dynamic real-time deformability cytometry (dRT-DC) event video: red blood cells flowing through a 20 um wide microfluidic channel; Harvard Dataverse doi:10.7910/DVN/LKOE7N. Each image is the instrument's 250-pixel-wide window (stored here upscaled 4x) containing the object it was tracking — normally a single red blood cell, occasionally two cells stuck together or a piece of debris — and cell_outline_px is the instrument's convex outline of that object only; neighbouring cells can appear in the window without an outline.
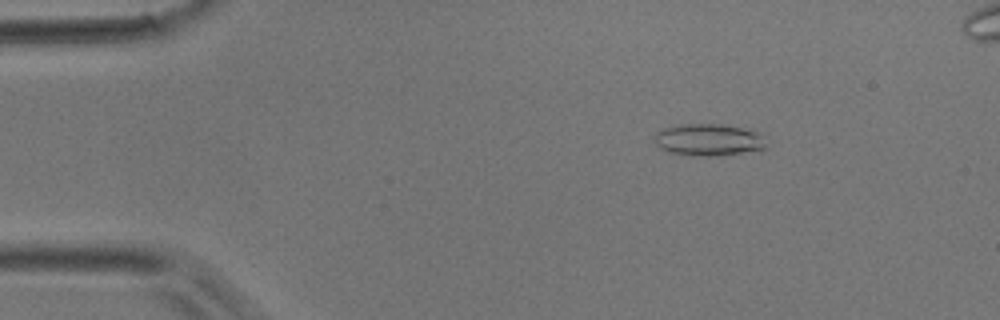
{"species": "common noctule bat (a hibernating species)", "species_latin": "Nyctalus noctula", "temperature_condition": "room temperature", "stored_images_in_passage": 4, "camera_frame_rate_fps": 3000, "um_per_image_px": 0.085, "animal": {"sex": "male", "body_mass_g": 17.9}, "frame": {"image": 1, "passage_image": 2, "time_ms": 0.333, "image_size_px": [1000, 320], "cell_outline_px": [[764, 148], [716, 156], [700, 156], [668, 152], [660, 148], [652, 140], [656, 132], [664, 128], [676, 124], [720, 124], [740, 128], [756, 132], [760, 136], [764, 144]], "centroid_in_image_um": [60.08, 11.87], "position_along_channel_um": 24.9, "area_um2": 20.4}}